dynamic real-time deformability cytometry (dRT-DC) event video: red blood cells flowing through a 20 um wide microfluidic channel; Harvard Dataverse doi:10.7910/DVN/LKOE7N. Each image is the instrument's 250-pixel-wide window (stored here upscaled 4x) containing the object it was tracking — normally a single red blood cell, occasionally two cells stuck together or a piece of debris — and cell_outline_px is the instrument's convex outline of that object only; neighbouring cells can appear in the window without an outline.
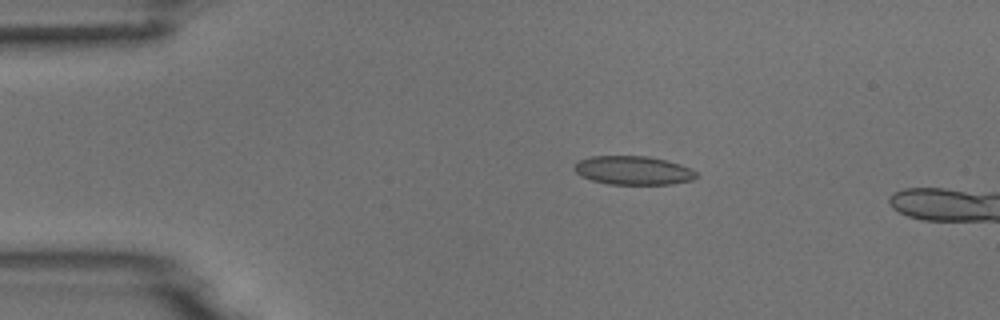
{"species": "common noctule bat (a hibernating species)", "species_latin": "Nyctalus noctula", "temperature_condition": "room temperature", "stored_images_in_passage": 4, "camera_frame_rate_fps": 3000, "um_per_image_px": 0.085, "animal": {"sex": "male", "body_mass_g": 18.8}, "frame": {"image": 1, "passage_image": 2, "time_ms": 1.0, "image_size_px": [1000, 320], "cell_outline_px": [[700, 176], [692, 180], [672, 184], [608, 184], [592, 180], [580, 176], [572, 168], [580, 160], [592, 156], [648, 156], [680, 164], [692, 168]], "centroid_in_image_um": [53.85, 14.49], "position_along_channel_um": 31.2, "area_um2": 20.46}}
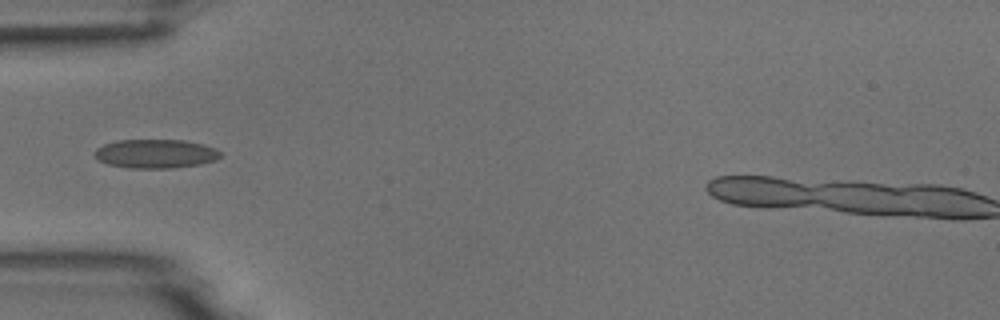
{"frame": {"image": 2, "passage_image": 4, "time_ms": 3.333, "image_size_px": [1000, 320], "cell_outline_px": [[220, 156], [216, 160], [200, 164], [172, 168], [132, 168], [108, 164], [100, 160], [92, 152], [96, 148], [104, 144], [116, 140], [184, 140], [204, 144], [216, 148], [220, 152]], "centroid_in_image_um": [13.23, 13.06], "position_along_channel_um": 71.8, "area_um2": 21.21}}